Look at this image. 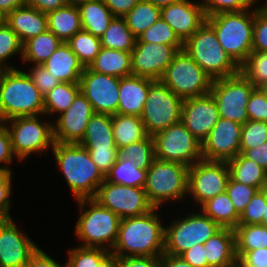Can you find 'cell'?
<instances>
[{"instance_id":"cell-22","label":"cell","mask_w":267,"mask_h":267,"mask_svg":"<svg viewBox=\"0 0 267 267\" xmlns=\"http://www.w3.org/2000/svg\"><path fill=\"white\" fill-rule=\"evenodd\" d=\"M161 18L183 43L206 22L202 4L190 0H181L161 8Z\"/></svg>"},{"instance_id":"cell-33","label":"cell","mask_w":267,"mask_h":267,"mask_svg":"<svg viewBox=\"0 0 267 267\" xmlns=\"http://www.w3.org/2000/svg\"><path fill=\"white\" fill-rule=\"evenodd\" d=\"M230 177L239 183L263 189L267 171L255 161L245 158L239 153L233 159L227 161Z\"/></svg>"},{"instance_id":"cell-11","label":"cell","mask_w":267,"mask_h":267,"mask_svg":"<svg viewBox=\"0 0 267 267\" xmlns=\"http://www.w3.org/2000/svg\"><path fill=\"white\" fill-rule=\"evenodd\" d=\"M4 123L11 137L13 152L19 161L26 160L32 153L42 154L50 145H54L53 124L40 122L38 116L15 117Z\"/></svg>"},{"instance_id":"cell-44","label":"cell","mask_w":267,"mask_h":267,"mask_svg":"<svg viewBox=\"0 0 267 267\" xmlns=\"http://www.w3.org/2000/svg\"><path fill=\"white\" fill-rule=\"evenodd\" d=\"M22 45L18 35L3 20H0V65L6 69H15L6 62L15 54H19L22 59Z\"/></svg>"},{"instance_id":"cell-4","label":"cell","mask_w":267,"mask_h":267,"mask_svg":"<svg viewBox=\"0 0 267 267\" xmlns=\"http://www.w3.org/2000/svg\"><path fill=\"white\" fill-rule=\"evenodd\" d=\"M240 12H221L206 17L224 51L240 67L252 51L256 8Z\"/></svg>"},{"instance_id":"cell-9","label":"cell","mask_w":267,"mask_h":267,"mask_svg":"<svg viewBox=\"0 0 267 267\" xmlns=\"http://www.w3.org/2000/svg\"><path fill=\"white\" fill-rule=\"evenodd\" d=\"M180 219L173 220L168 228L165 227L164 253L169 255L180 256L191 247L204 244L221 229L203 212L188 214Z\"/></svg>"},{"instance_id":"cell-30","label":"cell","mask_w":267,"mask_h":267,"mask_svg":"<svg viewBox=\"0 0 267 267\" xmlns=\"http://www.w3.org/2000/svg\"><path fill=\"white\" fill-rule=\"evenodd\" d=\"M48 30L62 42H67L82 29L79 9L75 2L47 13Z\"/></svg>"},{"instance_id":"cell-36","label":"cell","mask_w":267,"mask_h":267,"mask_svg":"<svg viewBox=\"0 0 267 267\" xmlns=\"http://www.w3.org/2000/svg\"><path fill=\"white\" fill-rule=\"evenodd\" d=\"M100 40L102 47L131 52L137 37L130 31L124 18L115 17Z\"/></svg>"},{"instance_id":"cell-64","label":"cell","mask_w":267,"mask_h":267,"mask_svg":"<svg viewBox=\"0 0 267 267\" xmlns=\"http://www.w3.org/2000/svg\"><path fill=\"white\" fill-rule=\"evenodd\" d=\"M26 5V0H0V17L4 19L9 13Z\"/></svg>"},{"instance_id":"cell-68","label":"cell","mask_w":267,"mask_h":267,"mask_svg":"<svg viewBox=\"0 0 267 267\" xmlns=\"http://www.w3.org/2000/svg\"><path fill=\"white\" fill-rule=\"evenodd\" d=\"M6 70H7L6 68H4L0 65V84H1V80H2L3 75L5 74Z\"/></svg>"},{"instance_id":"cell-40","label":"cell","mask_w":267,"mask_h":267,"mask_svg":"<svg viewBox=\"0 0 267 267\" xmlns=\"http://www.w3.org/2000/svg\"><path fill=\"white\" fill-rule=\"evenodd\" d=\"M66 43L84 68L90 66L102 48L100 38L83 29L78 31Z\"/></svg>"},{"instance_id":"cell-14","label":"cell","mask_w":267,"mask_h":267,"mask_svg":"<svg viewBox=\"0 0 267 267\" xmlns=\"http://www.w3.org/2000/svg\"><path fill=\"white\" fill-rule=\"evenodd\" d=\"M93 199L120 219L140 216L154 208L144 188L113 184L106 180L98 187Z\"/></svg>"},{"instance_id":"cell-50","label":"cell","mask_w":267,"mask_h":267,"mask_svg":"<svg viewBox=\"0 0 267 267\" xmlns=\"http://www.w3.org/2000/svg\"><path fill=\"white\" fill-rule=\"evenodd\" d=\"M252 50L267 52V4L256 8Z\"/></svg>"},{"instance_id":"cell-63","label":"cell","mask_w":267,"mask_h":267,"mask_svg":"<svg viewBox=\"0 0 267 267\" xmlns=\"http://www.w3.org/2000/svg\"><path fill=\"white\" fill-rule=\"evenodd\" d=\"M160 267H193L188 262L184 261L180 256H173L163 253L160 256Z\"/></svg>"},{"instance_id":"cell-39","label":"cell","mask_w":267,"mask_h":267,"mask_svg":"<svg viewBox=\"0 0 267 267\" xmlns=\"http://www.w3.org/2000/svg\"><path fill=\"white\" fill-rule=\"evenodd\" d=\"M79 93V83L61 82L59 85L54 87L51 91L43 96L44 115H52V113H63L71 106Z\"/></svg>"},{"instance_id":"cell-54","label":"cell","mask_w":267,"mask_h":267,"mask_svg":"<svg viewBox=\"0 0 267 267\" xmlns=\"http://www.w3.org/2000/svg\"><path fill=\"white\" fill-rule=\"evenodd\" d=\"M91 159L104 176L110 171L118 157V149H87Z\"/></svg>"},{"instance_id":"cell-10","label":"cell","mask_w":267,"mask_h":267,"mask_svg":"<svg viewBox=\"0 0 267 267\" xmlns=\"http://www.w3.org/2000/svg\"><path fill=\"white\" fill-rule=\"evenodd\" d=\"M182 104V98L175 95L160 80H155L149 87L140 116L147 134L154 136L180 122Z\"/></svg>"},{"instance_id":"cell-38","label":"cell","mask_w":267,"mask_h":267,"mask_svg":"<svg viewBox=\"0 0 267 267\" xmlns=\"http://www.w3.org/2000/svg\"><path fill=\"white\" fill-rule=\"evenodd\" d=\"M233 230L235 234V252L267 248V226L262 224H238Z\"/></svg>"},{"instance_id":"cell-62","label":"cell","mask_w":267,"mask_h":267,"mask_svg":"<svg viewBox=\"0 0 267 267\" xmlns=\"http://www.w3.org/2000/svg\"><path fill=\"white\" fill-rule=\"evenodd\" d=\"M25 267H66L56 262L40 248L30 257Z\"/></svg>"},{"instance_id":"cell-56","label":"cell","mask_w":267,"mask_h":267,"mask_svg":"<svg viewBox=\"0 0 267 267\" xmlns=\"http://www.w3.org/2000/svg\"><path fill=\"white\" fill-rule=\"evenodd\" d=\"M15 154L12 149L11 137L9 131L4 122H0V164L4 163L3 166H0V170L12 172L9 165ZM6 163V164H5Z\"/></svg>"},{"instance_id":"cell-60","label":"cell","mask_w":267,"mask_h":267,"mask_svg":"<svg viewBox=\"0 0 267 267\" xmlns=\"http://www.w3.org/2000/svg\"><path fill=\"white\" fill-rule=\"evenodd\" d=\"M70 2L71 0H26V6L47 14L48 12L65 7Z\"/></svg>"},{"instance_id":"cell-66","label":"cell","mask_w":267,"mask_h":267,"mask_svg":"<svg viewBox=\"0 0 267 267\" xmlns=\"http://www.w3.org/2000/svg\"><path fill=\"white\" fill-rule=\"evenodd\" d=\"M147 1H149L150 3L154 4L155 6H157L159 8H163V7H166L170 4L179 2L181 0H147Z\"/></svg>"},{"instance_id":"cell-70","label":"cell","mask_w":267,"mask_h":267,"mask_svg":"<svg viewBox=\"0 0 267 267\" xmlns=\"http://www.w3.org/2000/svg\"><path fill=\"white\" fill-rule=\"evenodd\" d=\"M261 89L263 90V92L265 93V95L267 97V84L262 86Z\"/></svg>"},{"instance_id":"cell-34","label":"cell","mask_w":267,"mask_h":267,"mask_svg":"<svg viewBox=\"0 0 267 267\" xmlns=\"http://www.w3.org/2000/svg\"><path fill=\"white\" fill-rule=\"evenodd\" d=\"M200 207L201 211L221 228L234 229L238 225L240 215L236 212L226 191L207 200Z\"/></svg>"},{"instance_id":"cell-69","label":"cell","mask_w":267,"mask_h":267,"mask_svg":"<svg viewBox=\"0 0 267 267\" xmlns=\"http://www.w3.org/2000/svg\"><path fill=\"white\" fill-rule=\"evenodd\" d=\"M263 190L267 194V173H266V179H265V184H264Z\"/></svg>"},{"instance_id":"cell-65","label":"cell","mask_w":267,"mask_h":267,"mask_svg":"<svg viewBox=\"0 0 267 267\" xmlns=\"http://www.w3.org/2000/svg\"><path fill=\"white\" fill-rule=\"evenodd\" d=\"M96 267H117V257L109 252Z\"/></svg>"},{"instance_id":"cell-17","label":"cell","mask_w":267,"mask_h":267,"mask_svg":"<svg viewBox=\"0 0 267 267\" xmlns=\"http://www.w3.org/2000/svg\"><path fill=\"white\" fill-rule=\"evenodd\" d=\"M183 49L184 46L136 42L131 51L132 73L136 76L160 80L174 56Z\"/></svg>"},{"instance_id":"cell-25","label":"cell","mask_w":267,"mask_h":267,"mask_svg":"<svg viewBox=\"0 0 267 267\" xmlns=\"http://www.w3.org/2000/svg\"><path fill=\"white\" fill-rule=\"evenodd\" d=\"M203 245L210 267H237L233 229L221 228Z\"/></svg>"},{"instance_id":"cell-1","label":"cell","mask_w":267,"mask_h":267,"mask_svg":"<svg viewBox=\"0 0 267 267\" xmlns=\"http://www.w3.org/2000/svg\"><path fill=\"white\" fill-rule=\"evenodd\" d=\"M158 208L120 220L118 239L112 249L117 257L161 256L164 253L165 227L157 215Z\"/></svg>"},{"instance_id":"cell-67","label":"cell","mask_w":267,"mask_h":267,"mask_svg":"<svg viewBox=\"0 0 267 267\" xmlns=\"http://www.w3.org/2000/svg\"><path fill=\"white\" fill-rule=\"evenodd\" d=\"M263 214V225L267 226V203L265 205V211Z\"/></svg>"},{"instance_id":"cell-57","label":"cell","mask_w":267,"mask_h":267,"mask_svg":"<svg viewBox=\"0 0 267 267\" xmlns=\"http://www.w3.org/2000/svg\"><path fill=\"white\" fill-rule=\"evenodd\" d=\"M117 267H160V256H128L117 258Z\"/></svg>"},{"instance_id":"cell-8","label":"cell","mask_w":267,"mask_h":267,"mask_svg":"<svg viewBox=\"0 0 267 267\" xmlns=\"http://www.w3.org/2000/svg\"><path fill=\"white\" fill-rule=\"evenodd\" d=\"M160 81L184 100L210 93L213 78L183 49L174 56Z\"/></svg>"},{"instance_id":"cell-23","label":"cell","mask_w":267,"mask_h":267,"mask_svg":"<svg viewBox=\"0 0 267 267\" xmlns=\"http://www.w3.org/2000/svg\"><path fill=\"white\" fill-rule=\"evenodd\" d=\"M154 81L153 79L136 75L120 78L117 114L140 117L149 87Z\"/></svg>"},{"instance_id":"cell-28","label":"cell","mask_w":267,"mask_h":267,"mask_svg":"<svg viewBox=\"0 0 267 267\" xmlns=\"http://www.w3.org/2000/svg\"><path fill=\"white\" fill-rule=\"evenodd\" d=\"M86 149H118L112 127V115L94 113L78 143Z\"/></svg>"},{"instance_id":"cell-55","label":"cell","mask_w":267,"mask_h":267,"mask_svg":"<svg viewBox=\"0 0 267 267\" xmlns=\"http://www.w3.org/2000/svg\"><path fill=\"white\" fill-rule=\"evenodd\" d=\"M237 267H267V248L236 252Z\"/></svg>"},{"instance_id":"cell-20","label":"cell","mask_w":267,"mask_h":267,"mask_svg":"<svg viewBox=\"0 0 267 267\" xmlns=\"http://www.w3.org/2000/svg\"><path fill=\"white\" fill-rule=\"evenodd\" d=\"M93 115L90 101L80 92L71 106L56 118L57 123H53L54 141L79 143Z\"/></svg>"},{"instance_id":"cell-59","label":"cell","mask_w":267,"mask_h":267,"mask_svg":"<svg viewBox=\"0 0 267 267\" xmlns=\"http://www.w3.org/2000/svg\"><path fill=\"white\" fill-rule=\"evenodd\" d=\"M140 0H103L115 17L124 18Z\"/></svg>"},{"instance_id":"cell-45","label":"cell","mask_w":267,"mask_h":267,"mask_svg":"<svg viewBox=\"0 0 267 267\" xmlns=\"http://www.w3.org/2000/svg\"><path fill=\"white\" fill-rule=\"evenodd\" d=\"M102 248L76 247L68 251L66 267H96L109 253Z\"/></svg>"},{"instance_id":"cell-6","label":"cell","mask_w":267,"mask_h":267,"mask_svg":"<svg viewBox=\"0 0 267 267\" xmlns=\"http://www.w3.org/2000/svg\"><path fill=\"white\" fill-rule=\"evenodd\" d=\"M184 50L213 79L240 73V67L221 47L207 22L184 43Z\"/></svg>"},{"instance_id":"cell-19","label":"cell","mask_w":267,"mask_h":267,"mask_svg":"<svg viewBox=\"0 0 267 267\" xmlns=\"http://www.w3.org/2000/svg\"><path fill=\"white\" fill-rule=\"evenodd\" d=\"M38 249L12 218L0 221V267H25Z\"/></svg>"},{"instance_id":"cell-49","label":"cell","mask_w":267,"mask_h":267,"mask_svg":"<svg viewBox=\"0 0 267 267\" xmlns=\"http://www.w3.org/2000/svg\"><path fill=\"white\" fill-rule=\"evenodd\" d=\"M257 0H201L206 17L221 12H240L252 8Z\"/></svg>"},{"instance_id":"cell-32","label":"cell","mask_w":267,"mask_h":267,"mask_svg":"<svg viewBox=\"0 0 267 267\" xmlns=\"http://www.w3.org/2000/svg\"><path fill=\"white\" fill-rule=\"evenodd\" d=\"M113 135L117 148L145 139L148 134L138 116L112 115Z\"/></svg>"},{"instance_id":"cell-24","label":"cell","mask_w":267,"mask_h":267,"mask_svg":"<svg viewBox=\"0 0 267 267\" xmlns=\"http://www.w3.org/2000/svg\"><path fill=\"white\" fill-rule=\"evenodd\" d=\"M3 21L18 35L22 44L48 30L47 14L26 5L9 13Z\"/></svg>"},{"instance_id":"cell-13","label":"cell","mask_w":267,"mask_h":267,"mask_svg":"<svg viewBox=\"0 0 267 267\" xmlns=\"http://www.w3.org/2000/svg\"><path fill=\"white\" fill-rule=\"evenodd\" d=\"M152 137L156 159L178 162L187 167L203 159L202 142L181 121Z\"/></svg>"},{"instance_id":"cell-29","label":"cell","mask_w":267,"mask_h":267,"mask_svg":"<svg viewBox=\"0 0 267 267\" xmlns=\"http://www.w3.org/2000/svg\"><path fill=\"white\" fill-rule=\"evenodd\" d=\"M88 68L94 72L119 78L133 75L131 52L102 47Z\"/></svg>"},{"instance_id":"cell-37","label":"cell","mask_w":267,"mask_h":267,"mask_svg":"<svg viewBox=\"0 0 267 267\" xmlns=\"http://www.w3.org/2000/svg\"><path fill=\"white\" fill-rule=\"evenodd\" d=\"M161 18V8L147 0H140L124 19L130 31L138 38Z\"/></svg>"},{"instance_id":"cell-48","label":"cell","mask_w":267,"mask_h":267,"mask_svg":"<svg viewBox=\"0 0 267 267\" xmlns=\"http://www.w3.org/2000/svg\"><path fill=\"white\" fill-rule=\"evenodd\" d=\"M266 203L267 194L263 189L258 190L247 204L245 210L241 213L238 224L263 225V213Z\"/></svg>"},{"instance_id":"cell-58","label":"cell","mask_w":267,"mask_h":267,"mask_svg":"<svg viewBox=\"0 0 267 267\" xmlns=\"http://www.w3.org/2000/svg\"><path fill=\"white\" fill-rule=\"evenodd\" d=\"M180 257L193 267H210L203 244H197L191 247L189 250L183 252Z\"/></svg>"},{"instance_id":"cell-42","label":"cell","mask_w":267,"mask_h":267,"mask_svg":"<svg viewBox=\"0 0 267 267\" xmlns=\"http://www.w3.org/2000/svg\"><path fill=\"white\" fill-rule=\"evenodd\" d=\"M240 73L256 88L267 84V52L252 50L240 66Z\"/></svg>"},{"instance_id":"cell-5","label":"cell","mask_w":267,"mask_h":267,"mask_svg":"<svg viewBox=\"0 0 267 267\" xmlns=\"http://www.w3.org/2000/svg\"><path fill=\"white\" fill-rule=\"evenodd\" d=\"M77 202L81 214L75 232L77 238L84 243L80 247L102 248L111 252L118 239L120 217L93 198ZM86 205L89 207L84 209Z\"/></svg>"},{"instance_id":"cell-35","label":"cell","mask_w":267,"mask_h":267,"mask_svg":"<svg viewBox=\"0 0 267 267\" xmlns=\"http://www.w3.org/2000/svg\"><path fill=\"white\" fill-rule=\"evenodd\" d=\"M146 178V169H139L135 162L119 157L105 176V180L110 183L140 188H144Z\"/></svg>"},{"instance_id":"cell-27","label":"cell","mask_w":267,"mask_h":267,"mask_svg":"<svg viewBox=\"0 0 267 267\" xmlns=\"http://www.w3.org/2000/svg\"><path fill=\"white\" fill-rule=\"evenodd\" d=\"M80 14L83 30L101 38L115 16L103 0H79L75 2Z\"/></svg>"},{"instance_id":"cell-7","label":"cell","mask_w":267,"mask_h":267,"mask_svg":"<svg viewBox=\"0 0 267 267\" xmlns=\"http://www.w3.org/2000/svg\"><path fill=\"white\" fill-rule=\"evenodd\" d=\"M188 171L184 164L155 159L144 186L149 202L159 208L164 202L182 200L188 193Z\"/></svg>"},{"instance_id":"cell-53","label":"cell","mask_w":267,"mask_h":267,"mask_svg":"<svg viewBox=\"0 0 267 267\" xmlns=\"http://www.w3.org/2000/svg\"><path fill=\"white\" fill-rule=\"evenodd\" d=\"M12 172L0 170V221L11 218L10 215V196Z\"/></svg>"},{"instance_id":"cell-12","label":"cell","mask_w":267,"mask_h":267,"mask_svg":"<svg viewBox=\"0 0 267 267\" xmlns=\"http://www.w3.org/2000/svg\"><path fill=\"white\" fill-rule=\"evenodd\" d=\"M255 88L241 73L213 79L210 93L216 103L219 118L245 124L249 120L247 103Z\"/></svg>"},{"instance_id":"cell-43","label":"cell","mask_w":267,"mask_h":267,"mask_svg":"<svg viewBox=\"0 0 267 267\" xmlns=\"http://www.w3.org/2000/svg\"><path fill=\"white\" fill-rule=\"evenodd\" d=\"M136 42L184 46V43L178 38L173 29L162 18L145 30L137 38Z\"/></svg>"},{"instance_id":"cell-16","label":"cell","mask_w":267,"mask_h":267,"mask_svg":"<svg viewBox=\"0 0 267 267\" xmlns=\"http://www.w3.org/2000/svg\"><path fill=\"white\" fill-rule=\"evenodd\" d=\"M120 78L85 67L81 75L80 92L90 101L94 113L115 115L119 105Z\"/></svg>"},{"instance_id":"cell-31","label":"cell","mask_w":267,"mask_h":267,"mask_svg":"<svg viewBox=\"0 0 267 267\" xmlns=\"http://www.w3.org/2000/svg\"><path fill=\"white\" fill-rule=\"evenodd\" d=\"M62 41L50 30L30 38L22 45L23 63H34L41 65L44 63L60 46Z\"/></svg>"},{"instance_id":"cell-46","label":"cell","mask_w":267,"mask_h":267,"mask_svg":"<svg viewBox=\"0 0 267 267\" xmlns=\"http://www.w3.org/2000/svg\"><path fill=\"white\" fill-rule=\"evenodd\" d=\"M267 141V122L248 120L242 125L240 153Z\"/></svg>"},{"instance_id":"cell-41","label":"cell","mask_w":267,"mask_h":267,"mask_svg":"<svg viewBox=\"0 0 267 267\" xmlns=\"http://www.w3.org/2000/svg\"><path fill=\"white\" fill-rule=\"evenodd\" d=\"M118 157L135 162L139 169H148L155 157L154 140L148 135L145 139L120 147Z\"/></svg>"},{"instance_id":"cell-51","label":"cell","mask_w":267,"mask_h":267,"mask_svg":"<svg viewBox=\"0 0 267 267\" xmlns=\"http://www.w3.org/2000/svg\"><path fill=\"white\" fill-rule=\"evenodd\" d=\"M27 74L30 76L33 83L43 96L61 83L42 64L41 65L33 64L31 69L29 70V73L27 72Z\"/></svg>"},{"instance_id":"cell-18","label":"cell","mask_w":267,"mask_h":267,"mask_svg":"<svg viewBox=\"0 0 267 267\" xmlns=\"http://www.w3.org/2000/svg\"><path fill=\"white\" fill-rule=\"evenodd\" d=\"M242 124L219 118L210 134L202 142L203 159L229 161L240 153Z\"/></svg>"},{"instance_id":"cell-21","label":"cell","mask_w":267,"mask_h":267,"mask_svg":"<svg viewBox=\"0 0 267 267\" xmlns=\"http://www.w3.org/2000/svg\"><path fill=\"white\" fill-rule=\"evenodd\" d=\"M218 119L219 112L211 93L183 100L181 122L199 141L203 142L210 134Z\"/></svg>"},{"instance_id":"cell-52","label":"cell","mask_w":267,"mask_h":267,"mask_svg":"<svg viewBox=\"0 0 267 267\" xmlns=\"http://www.w3.org/2000/svg\"><path fill=\"white\" fill-rule=\"evenodd\" d=\"M249 120L267 122V97L261 88H255L247 103Z\"/></svg>"},{"instance_id":"cell-61","label":"cell","mask_w":267,"mask_h":267,"mask_svg":"<svg viewBox=\"0 0 267 267\" xmlns=\"http://www.w3.org/2000/svg\"><path fill=\"white\" fill-rule=\"evenodd\" d=\"M245 158L255 161L267 171V141L258 147L247 149L241 153Z\"/></svg>"},{"instance_id":"cell-2","label":"cell","mask_w":267,"mask_h":267,"mask_svg":"<svg viewBox=\"0 0 267 267\" xmlns=\"http://www.w3.org/2000/svg\"><path fill=\"white\" fill-rule=\"evenodd\" d=\"M57 165L76 200L94 198L105 176L78 143L54 142L51 147Z\"/></svg>"},{"instance_id":"cell-15","label":"cell","mask_w":267,"mask_h":267,"mask_svg":"<svg viewBox=\"0 0 267 267\" xmlns=\"http://www.w3.org/2000/svg\"><path fill=\"white\" fill-rule=\"evenodd\" d=\"M230 171L226 161L200 160L189 167L188 193L198 206L226 191Z\"/></svg>"},{"instance_id":"cell-3","label":"cell","mask_w":267,"mask_h":267,"mask_svg":"<svg viewBox=\"0 0 267 267\" xmlns=\"http://www.w3.org/2000/svg\"><path fill=\"white\" fill-rule=\"evenodd\" d=\"M44 116V98L27 72L7 69L0 84V122L15 117Z\"/></svg>"},{"instance_id":"cell-47","label":"cell","mask_w":267,"mask_h":267,"mask_svg":"<svg viewBox=\"0 0 267 267\" xmlns=\"http://www.w3.org/2000/svg\"><path fill=\"white\" fill-rule=\"evenodd\" d=\"M257 191L256 187L236 182L231 177L227 182L226 192L239 215L245 210L247 204Z\"/></svg>"},{"instance_id":"cell-26","label":"cell","mask_w":267,"mask_h":267,"mask_svg":"<svg viewBox=\"0 0 267 267\" xmlns=\"http://www.w3.org/2000/svg\"><path fill=\"white\" fill-rule=\"evenodd\" d=\"M42 65L60 82L79 83L84 67L66 42H62Z\"/></svg>"}]
</instances>
